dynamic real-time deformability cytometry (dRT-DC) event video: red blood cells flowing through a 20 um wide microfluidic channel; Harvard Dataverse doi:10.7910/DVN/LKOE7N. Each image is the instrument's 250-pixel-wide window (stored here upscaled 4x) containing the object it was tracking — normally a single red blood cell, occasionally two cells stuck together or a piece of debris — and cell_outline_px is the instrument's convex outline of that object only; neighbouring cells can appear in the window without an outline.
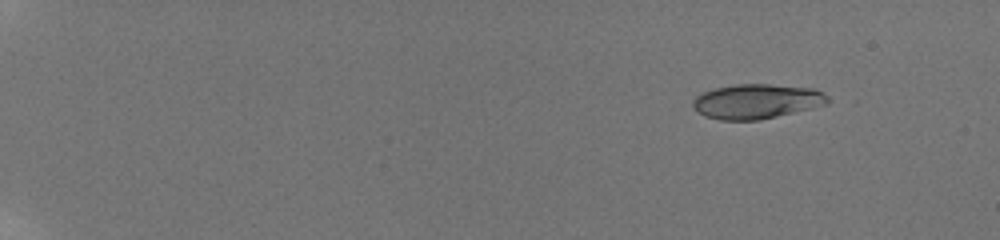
{"species": "human", "species_latin": "Homo sapiens", "temperature_condition": "room temperature", "stored_images_in_passage": 45, "camera_frame_rate_fps": 3000, "um_per_image_px": 0.085, "donor": {"sex": "male"}, "frame": {"image": 1, "passage_image": 3, "time_ms": 0.333, "image_size_px": [1000, 240], "cell_outline_px": [[828, 104], [760, 120], [720, 120], [704, 116], [692, 104], [692, 100], [696, 96], [704, 92], [716, 88], [736, 84], [768, 84], [812, 88], [828, 96]], "centroid_in_image_um": [64.31, 8.62], "position_along_channel_um": 20.7, "area_um2": 26.99}}
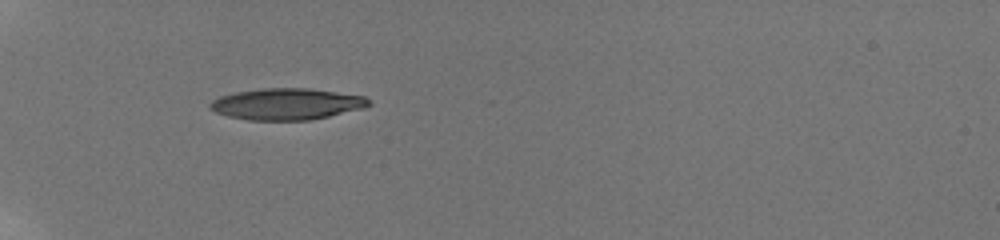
{"frame": {"image": 2, "passage_image": 34, "time_ms": 5.333, "image_size_px": [1000, 240], "cell_outline_px": [[372, 104], [364, 108], [328, 116], [308, 120], [248, 120], [228, 116], [216, 112], [208, 108], [208, 104], [212, 100], [220, 96], [236, 92], [264, 88], [308, 88], [364, 96], [372, 100]], "centroid_in_image_um": [24.37, 8.84], "position_along_channel_um": 60.6, "area_um2": 29.07}}